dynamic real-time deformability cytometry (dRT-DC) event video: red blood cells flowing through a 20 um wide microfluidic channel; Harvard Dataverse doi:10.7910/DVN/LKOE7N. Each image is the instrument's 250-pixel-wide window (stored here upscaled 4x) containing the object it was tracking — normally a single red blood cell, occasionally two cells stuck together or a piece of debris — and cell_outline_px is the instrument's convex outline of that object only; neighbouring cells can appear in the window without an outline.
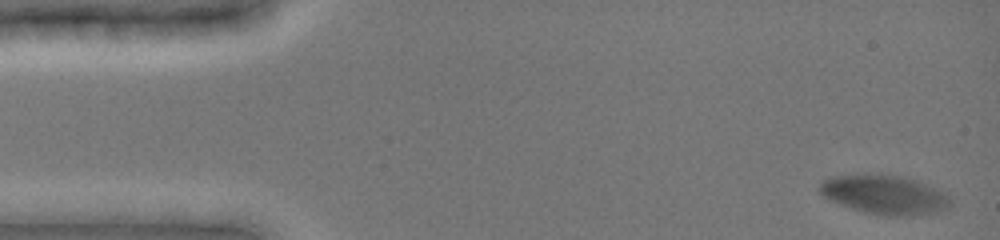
{"species": "common noctule bat (a hibernating species)", "species_latin": "Nyctalus noctula", "temperature_condition": "cold", "stored_images_in_passage": 49, "camera_frame_rate_fps": 3000, "um_per_image_px": 0.085, "animal": {"sex": "female", "body_mass_g": 19.0, "forearm_length_mm": 51.5}, "frame": {"image": 1, "passage_image": 2, "time_ms": 0.333, "image_size_px": [1000, 240], "cell_outline_px": [[952, 204], [948, 208], [936, 212], [904, 216], [888, 216], [864, 212], [840, 204], [824, 196], [820, 192], [820, 180], [836, 176], [896, 176], [916, 180], [944, 192], [952, 200]], "centroid_in_image_um": [75.23, 16.58], "position_along_channel_um": 9.8, "area_um2": 28.96}}
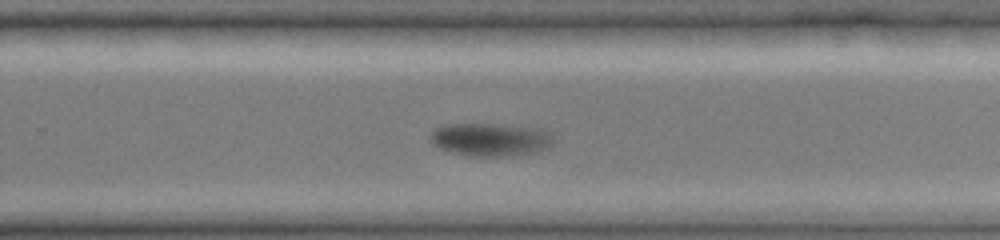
{"frame": {"image": 2, "passage_image": 34, "time_ms": 11.0, "image_size_px": [1000, 240], "cell_outline_px": [[552, 144], [548, 148], [532, 152], [512, 156], [468, 156], [452, 152], [440, 148], [432, 144], [428, 140], [432, 132], [436, 128], [452, 124], [492, 124], [540, 128], [552, 132]], "centroid_in_image_um": [41.69, 11.86], "position_along_channel_um": 288.1, "area_um2": 23.7}}
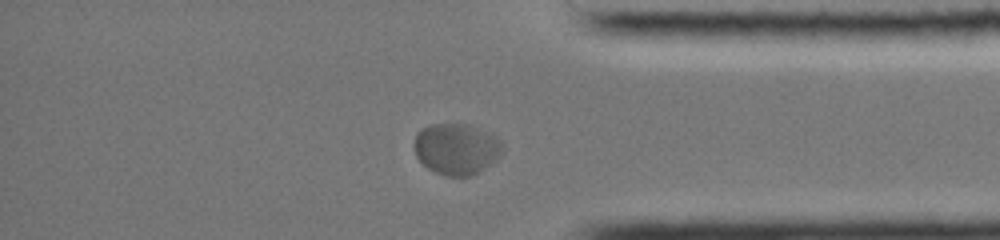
{"frame": {"image": 3, "passage_image": 43, "time_ms": 14.0, "image_size_px": [1000, 240], "cell_outline_px": [[500, 156], [496, 160], [472, 176], [444, 176], [428, 168], [416, 156], [412, 144], [420, 128], [432, 124], [464, 124], [476, 128], [496, 136], [500, 144]], "centroid_in_image_um": [38.74, 12.67], "position_along_channel_um": 396.5, "area_um2": 26.07}, "authors_computed_cell_mechanics": {"area_um2": 28.5532, "velocity_mm_per_s": 3.6989, "shape_relaxation_time_tau1_ms": 0.8204, "shape_relaxation_time_tau2_ms": null, "deformation_change_tau1": 0.0335, "deformation_change_tau2": null}}